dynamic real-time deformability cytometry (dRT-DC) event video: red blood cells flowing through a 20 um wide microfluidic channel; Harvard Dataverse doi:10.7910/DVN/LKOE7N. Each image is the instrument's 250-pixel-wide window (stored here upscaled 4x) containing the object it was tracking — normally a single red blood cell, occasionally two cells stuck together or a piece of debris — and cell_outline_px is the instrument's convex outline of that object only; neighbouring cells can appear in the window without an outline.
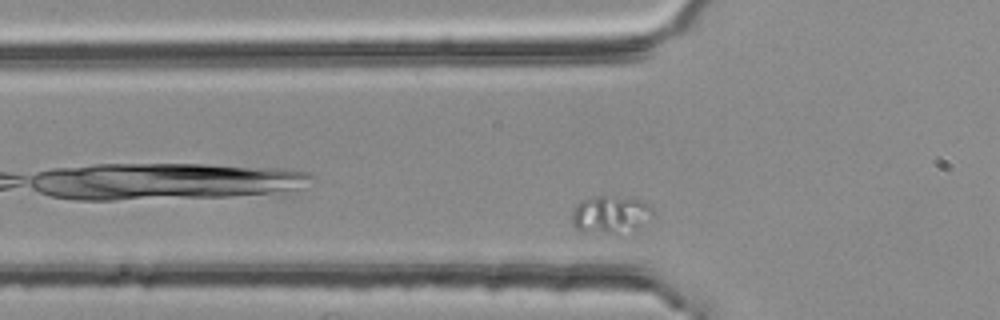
{"species": "common noctule bat (a hibernating species)", "species_latin": "Nyctalus noctula", "temperature_condition": "room temperature", "stored_images_in_passage": 6, "camera_frame_rate_fps": 3000, "um_per_image_px": 0.085, "animal": {"sex": "female", "body_mass_g": 25.1}, "frame": {"image": 1, "passage_image": 5, "time_ms": 1.333, "image_size_px": [1000, 320], "cell_outline_px": [[652, 212], [636, 228], [616, 232], [604, 232], [576, 228], [572, 224], [572, 212], [576, 204], [580, 200], [596, 196], [604, 196], [640, 200], [652, 204]], "centroid_in_image_um": [51.84, 18.18], "position_along_channel_um": 74.0, "area_um2": 16.76}}